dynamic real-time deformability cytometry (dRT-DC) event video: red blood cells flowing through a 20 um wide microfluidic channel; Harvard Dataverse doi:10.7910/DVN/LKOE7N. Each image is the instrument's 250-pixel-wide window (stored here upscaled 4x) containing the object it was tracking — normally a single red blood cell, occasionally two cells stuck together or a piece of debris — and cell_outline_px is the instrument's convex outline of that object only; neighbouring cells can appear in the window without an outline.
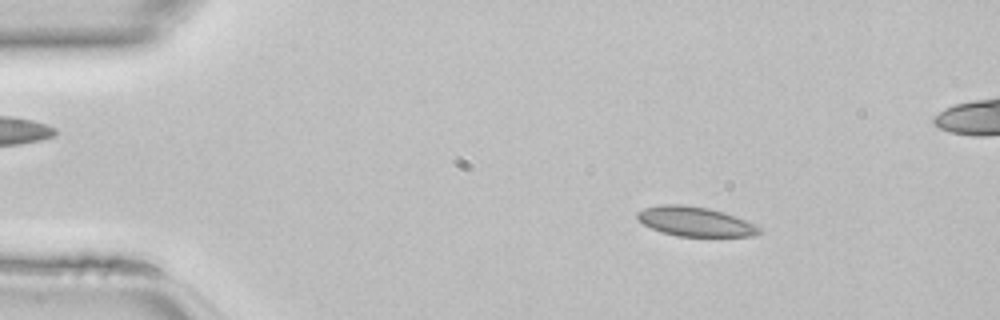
{"species": "common noctule bat (a hibernating species)", "species_latin": "Nyctalus noctula", "temperature_condition": "room temperature", "stored_images_in_passage": 45, "camera_frame_rate_fps": 3000, "um_per_image_px": 0.085, "animal": {"sex": "female", "body_mass_g": 22.7, "forearm_length_mm": 54.2}, "frame": {"image": 1, "passage_image": 5, "time_ms": 1.333, "image_size_px": [1000, 320], "cell_outline_px": [[764, 228], [756, 236], [676, 236], [660, 232], [644, 224], [636, 216], [636, 212], [644, 208], [660, 204], [680, 204], [708, 208], [724, 212]], "centroid_in_image_um": [59.09, 18.83], "position_along_channel_um": 25.9, "area_um2": 20.98}}
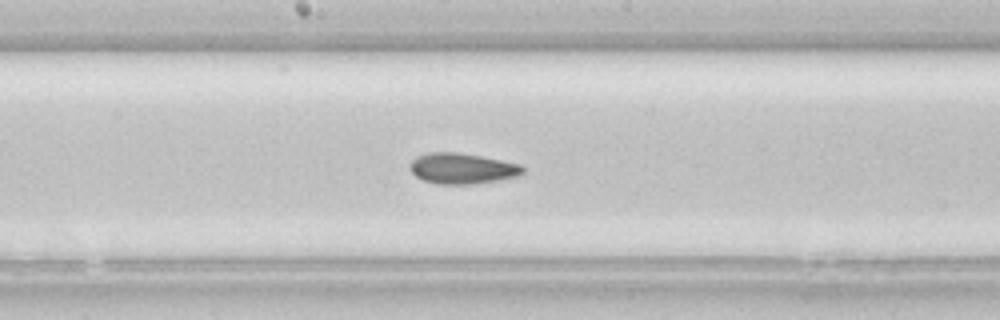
{"frame": {"image": 2, "passage_image": 22, "time_ms": 7.0, "image_size_px": [1000, 320], "cell_outline_px": [[524, 172], [520, 176], [472, 184], [436, 184], [424, 180], [416, 176], [408, 168], [408, 164], [416, 156], [428, 152], [456, 152], [480, 156], [520, 164], [524, 168]], "centroid_in_image_um": [39.25, 14.31], "position_along_channel_um": 209.0, "area_um2": 20.23}}
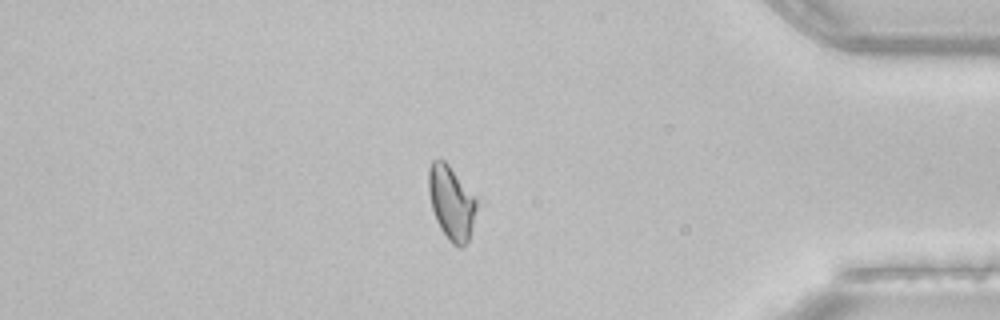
{"frame": {"image": 3, "passage_image": 37, "time_ms": 12.0, "image_size_px": [1000, 320], "cell_outline_px": [[476, 208], [468, 240], [460, 248], [452, 244], [448, 240], [440, 228], [436, 220], [432, 208], [428, 192], [428, 168], [432, 160], [444, 160], [448, 164], [476, 196]], "centroid_in_image_um": [38.34, 17.2], "position_along_channel_um": 396.9, "area_um2": 20.52}}